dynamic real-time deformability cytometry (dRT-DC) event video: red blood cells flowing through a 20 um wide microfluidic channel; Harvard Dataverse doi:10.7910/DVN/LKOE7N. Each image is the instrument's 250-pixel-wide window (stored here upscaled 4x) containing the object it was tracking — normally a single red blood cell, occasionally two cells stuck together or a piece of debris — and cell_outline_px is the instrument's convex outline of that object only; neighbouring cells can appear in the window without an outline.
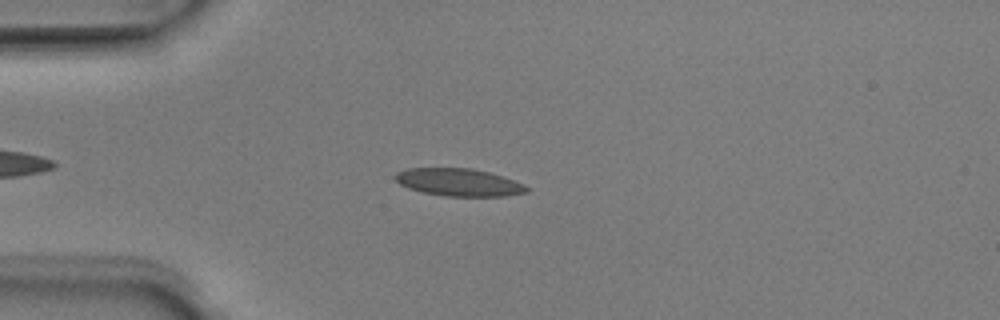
{"species": "Egyptian fruit bat (a non-hibernating species)", "species_latin": "Rousettus aegyptiacus", "temperature_condition": "room temperature", "stored_images_in_passage": 46, "camera_frame_rate_fps": 3000, "um_per_image_px": 0.085, "animal": {"sex": "male"}, "frame": {"image": 1, "passage_image": 9, "time_ms": 2.667, "image_size_px": [1000, 320], "cell_outline_px": [[528, 192], [504, 196], [444, 196], [424, 192], [408, 188], [400, 184], [392, 176], [396, 172], [408, 168], [472, 168], [504, 176], [524, 184], [528, 188]], "centroid_in_image_um": [38.99, 15.49], "position_along_channel_um": 46.0, "area_um2": 21.15}}
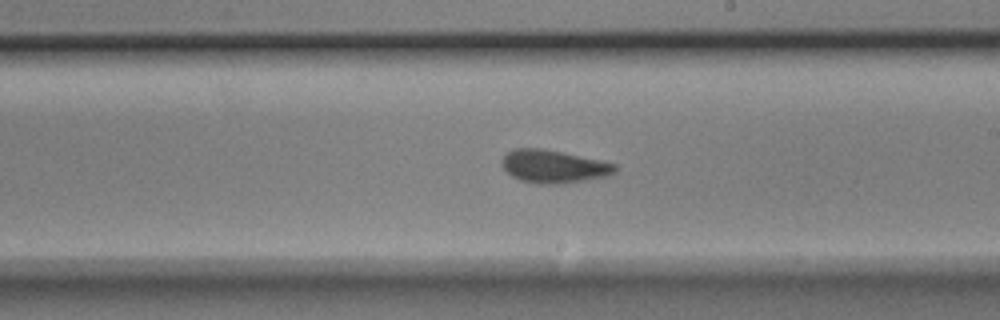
{"frame": {"image": 2, "passage_image": 25, "time_ms": 8.0, "image_size_px": [1000, 320], "cell_outline_px": [[616, 172], [608, 176], [560, 184], [536, 184], [520, 180], [512, 176], [500, 164], [500, 160], [512, 148], [544, 148], [600, 160], [616, 164]], "centroid_in_image_um": [47.03, 14.14], "position_along_channel_um": 242.0, "area_um2": 21.85}}
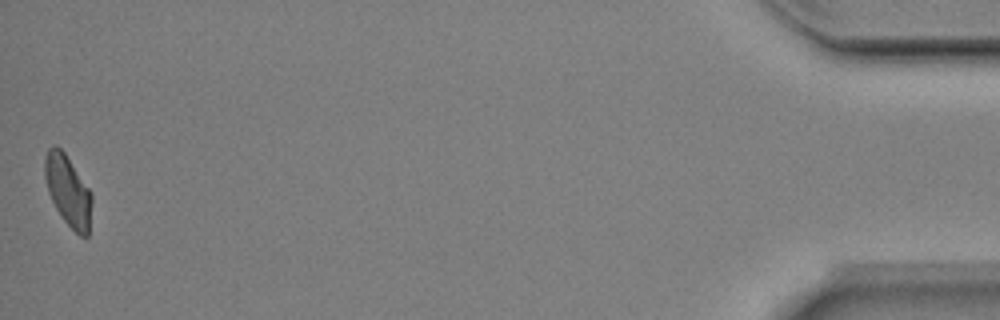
{"frame": {"image": 3, "passage_image": 46, "time_ms": 15.0, "image_size_px": [1000, 320], "cell_outline_px": [[92, 200], [88, 236], [80, 236], [64, 220], [56, 208], [48, 192], [44, 176], [44, 160], [48, 148], [52, 144], [56, 144], [64, 152], [92, 192]], "centroid_in_image_um": [5.77, 16.17], "position_along_channel_um": 429.4, "area_um2": 19.36}, "authors_computed_cell_mechanics": {"area_um2": 21.2415, "velocity_mm_per_s": 4.0163, "shape_relaxation_time_tau1_ms": 3.6953, "shape_relaxation_time_tau2_ms": 1.5498, "deformation_change_tau1": 0.1219, "deformation_change_tau2": 0.067}}